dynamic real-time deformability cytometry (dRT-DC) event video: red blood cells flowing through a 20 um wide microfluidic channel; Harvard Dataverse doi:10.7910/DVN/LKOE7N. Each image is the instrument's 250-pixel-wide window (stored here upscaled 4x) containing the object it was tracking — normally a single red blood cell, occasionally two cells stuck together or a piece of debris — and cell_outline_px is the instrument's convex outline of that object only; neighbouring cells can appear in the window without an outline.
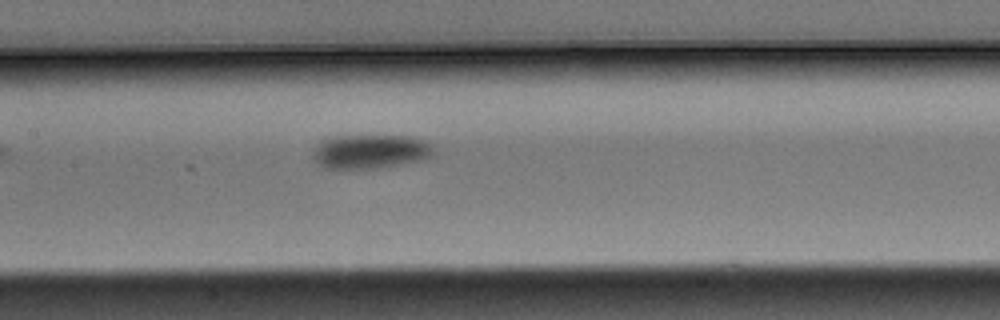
{"species": "Egyptian fruit bat (a non-hibernating species)", "species_latin": "Rousettus aegyptiacus", "temperature_condition": "warm", "stored_images_in_passage": 5, "camera_frame_rate_fps": 3000, "um_per_image_px": 0.085, "animal": {"sex": "male"}, "frame": {"image": 1, "passage_image": 5, "time_ms": 1.333, "image_size_px": [1000, 320], "cell_outline_px": [[432, 152], [428, 156], [416, 160], [372, 168], [324, 168], [316, 160], [316, 148], [320, 140], [328, 136], [408, 136], [428, 140], [432, 144]], "centroid_in_image_um": [31.46, 12.84], "position_along_channel_um": 175.9, "area_um2": 23.24}}